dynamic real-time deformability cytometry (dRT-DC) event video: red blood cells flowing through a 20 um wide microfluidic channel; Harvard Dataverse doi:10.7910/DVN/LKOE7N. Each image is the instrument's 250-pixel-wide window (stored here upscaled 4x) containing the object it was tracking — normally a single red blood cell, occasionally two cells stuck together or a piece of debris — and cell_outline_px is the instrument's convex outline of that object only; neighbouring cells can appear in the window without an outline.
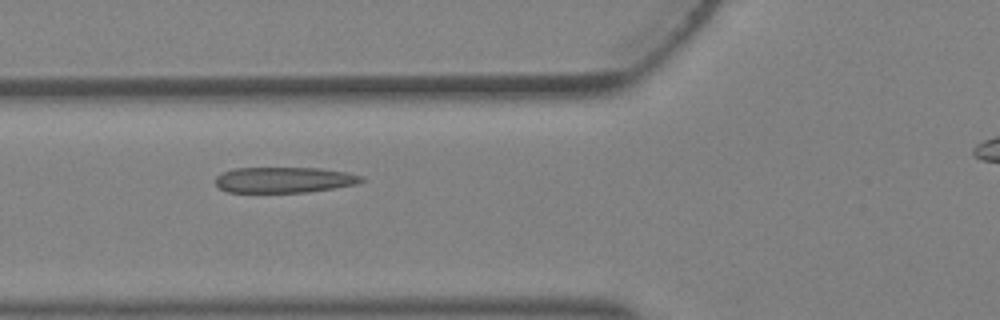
{"species": "Egyptian fruit bat (a non-hibernating species)", "species_latin": "Rousettus aegyptiacus", "temperature_condition": "warm", "stored_images_in_passage": 7, "camera_frame_rate_fps": 3000, "um_per_image_px": 0.085, "animal": {"sex": "female"}, "frame": {"image": 1, "passage_image": 5, "time_ms": 1.333, "image_size_px": [1000, 320], "cell_outline_px": [[364, 180], [356, 184], [308, 192], [228, 192], [220, 188], [216, 184], [216, 176], [220, 172], [236, 168], [320, 168], [348, 172], [360, 176]], "centroid_in_image_um": [24.12, 15.28], "position_along_channel_um": 101.7, "area_um2": 21.79}}
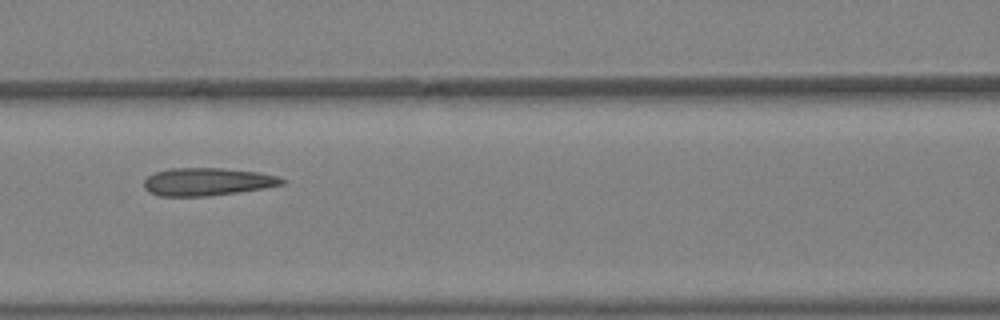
{"frame": {"image": 2, "passage_image": 6, "time_ms": 1.667, "image_size_px": [1000, 320], "cell_outline_px": [[288, 180], [284, 184], [264, 188], [208, 196], [160, 196], [148, 192], [144, 188], [144, 180], [148, 176], [156, 172], [168, 168], [220, 168], [260, 172], [280, 176]], "centroid_in_image_um": [17.64, 15.44], "position_along_channel_um": 149.0, "area_um2": 22.48}}